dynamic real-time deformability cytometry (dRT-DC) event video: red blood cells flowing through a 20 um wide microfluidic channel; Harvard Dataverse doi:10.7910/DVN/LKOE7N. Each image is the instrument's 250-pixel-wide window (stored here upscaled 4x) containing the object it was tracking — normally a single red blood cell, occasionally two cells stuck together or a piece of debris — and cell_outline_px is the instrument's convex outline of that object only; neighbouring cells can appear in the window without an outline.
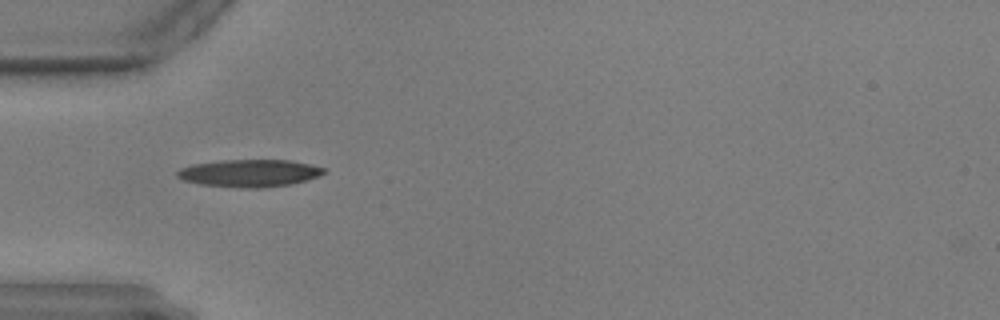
{"species": "common noctule bat (a hibernating species)", "species_latin": "Nyctalus noctula", "temperature_condition": "warm", "stored_images_in_passage": 41, "camera_frame_rate_fps": 3000, "um_per_image_px": 0.085, "animal": {"sex": "male", "body_mass_g": 17.9, "forearm_length_mm": 54.2}, "frame": {"image": 1, "passage_image": 1, "time_ms": 0.0, "image_size_px": [1000, 320], "cell_outline_px": [[328, 172], [320, 176], [308, 180], [292, 184], [264, 188], [240, 188], [200, 184], [184, 180], [176, 176], [176, 172], [180, 168], [192, 164], [220, 160], [292, 160], [324, 168]], "centroid_in_image_um": [21.23, 14.72], "position_along_channel_um": 63.8, "area_um2": 23.7}}
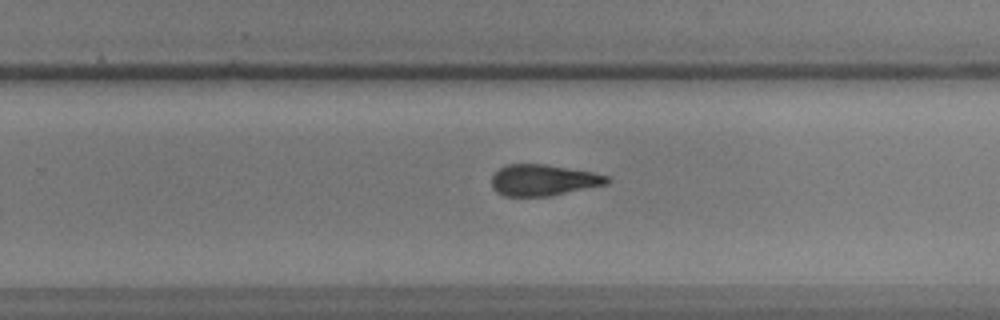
{"frame": {"image": 2, "passage_image": 20, "time_ms": 6.333, "image_size_px": [1000, 320], "cell_outline_px": [[612, 180], [608, 184], [552, 196], [504, 196], [496, 192], [492, 188], [492, 176], [500, 168], [508, 164], [548, 164], [592, 172], [608, 176]], "centroid_in_image_um": [46.21, 15.31], "position_along_channel_um": 283.6, "area_um2": 21.21}}
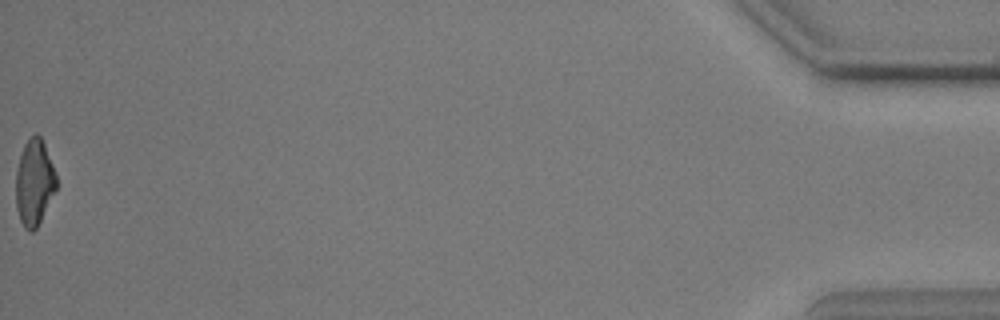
{"frame": {"image": 3, "passage_image": 41, "time_ms": 13.333, "image_size_px": [1000, 320], "cell_outline_px": [[56, 188], [36, 228], [32, 232], [28, 232], [24, 228], [20, 220], [16, 208], [16, 172], [20, 156], [24, 144], [36, 132], [40, 136], [44, 144], [56, 172]], "centroid_in_image_um": [2.9, 15.52], "position_along_channel_um": 432.3, "area_um2": 20.06}}